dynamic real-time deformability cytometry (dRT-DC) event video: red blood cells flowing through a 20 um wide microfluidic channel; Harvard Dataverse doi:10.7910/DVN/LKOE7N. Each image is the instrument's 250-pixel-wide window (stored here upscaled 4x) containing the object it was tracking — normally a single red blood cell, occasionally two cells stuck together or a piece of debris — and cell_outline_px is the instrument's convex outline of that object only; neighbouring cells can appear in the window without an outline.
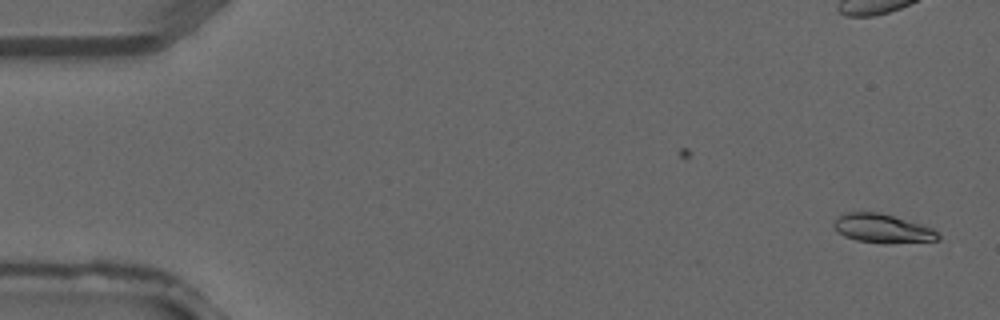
{"species": "common noctule bat (a hibernating species)", "species_latin": "Nyctalus noctula", "temperature_condition": "warm", "stored_images_in_passage": 2, "camera_frame_rate_fps": 3000, "um_per_image_px": 0.085, "animal": {"sex": "male", "forearm_length_mm": 52.5}, "frame": {"image": 1, "passage_image": 2, "time_ms": 0.333, "image_size_px": [1000, 320], "cell_outline_px": [[940, 240], [888, 244], [884, 244], [856, 240], [844, 236], [836, 232], [832, 224], [836, 216], [844, 212], [876, 212], [892, 216], [920, 224], [932, 228], [940, 236]], "centroid_in_image_um": [74.95, 19.43], "position_along_channel_um": 10.1, "area_um2": 17.69}}